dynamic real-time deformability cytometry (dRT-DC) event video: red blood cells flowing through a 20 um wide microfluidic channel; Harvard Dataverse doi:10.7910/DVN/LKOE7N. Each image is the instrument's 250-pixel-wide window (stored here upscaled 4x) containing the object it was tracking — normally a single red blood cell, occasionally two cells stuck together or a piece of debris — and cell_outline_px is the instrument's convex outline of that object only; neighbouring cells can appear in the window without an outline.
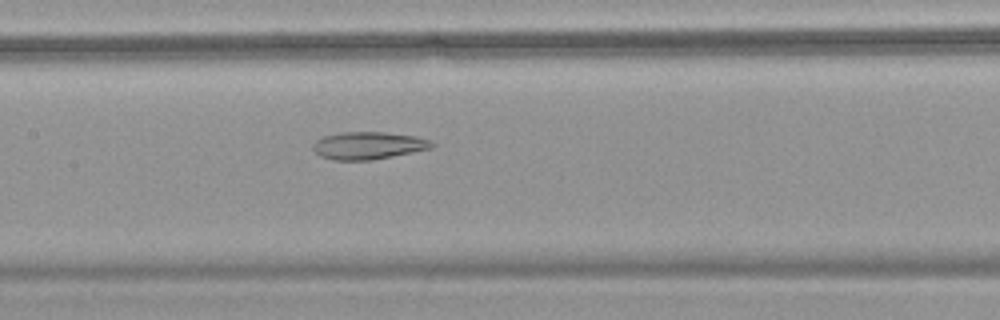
{"species": "common noctule bat (a hibernating species)", "species_latin": "Nyctalus noctula", "temperature_condition": "warm", "stored_images_in_passage": 41, "camera_frame_rate_fps": 3000, "um_per_image_px": 0.085, "animal": {"sex": "female", "body_mass_g": 18.4}, "frame": {"image": 1, "passage_image": 19, "time_ms": 6.0, "image_size_px": [1000, 320], "cell_outline_px": [[436, 144], [432, 148], [372, 160], [332, 160], [320, 156], [312, 148], [312, 144], [316, 140], [324, 136], [340, 132], [384, 132], [416, 136], [432, 140]], "centroid_in_image_um": [31.31, 12.36], "position_along_channel_um": 176.1, "area_um2": 19.13}}
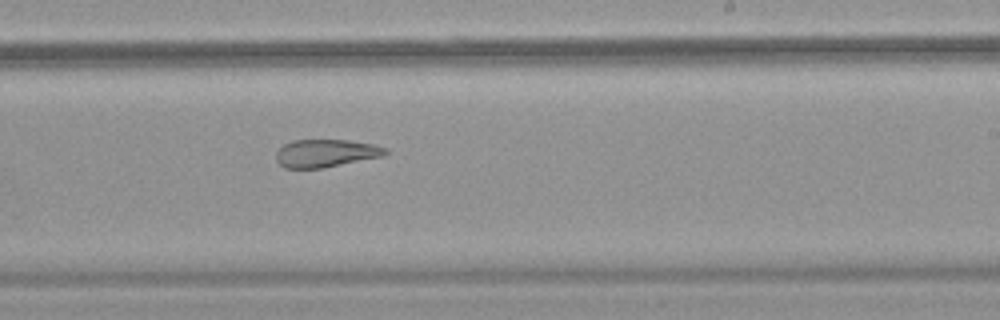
{"frame": {"image": 2, "passage_image": 26, "time_ms": 8.333, "image_size_px": [1000, 320], "cell_outline_px": [[388, 152], [384, 156], [324, 168], [284, 168], [276, 160], [276, 152], [284, 144], [292, 140], [348, 140], [372, 144], [388, 148]], "centroid_in_image_um": [27.7, 13.03], "position_along_channel_um": 261.3, "area_um2": 17.8}}
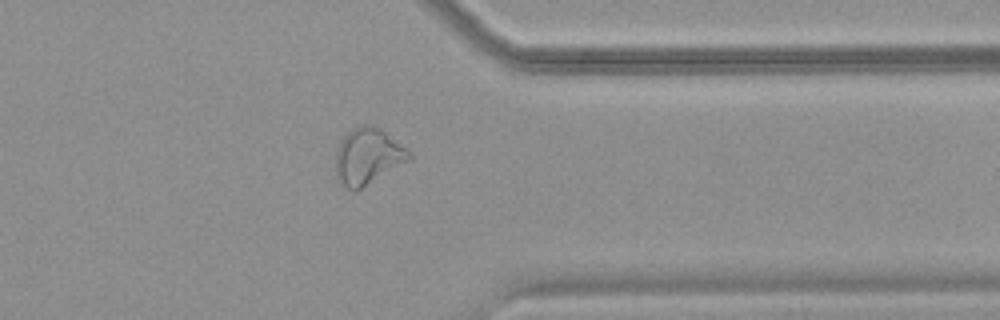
{"frame": {"image": 3, "passage_image": 36, "time_ms": 11.667, "image_size_px": [1000, 320], "cell_outline_px": [[412, 156], [408, 160], [356, 192], [352, 192], [336, 180], [336, 152], [340, 140], [348, 132], [364, 124], [372, 124], [380, 128], [412, 152]], "centroid_in_image_um": [31.24, 13.31], "position_along_channel_um": 380.2, "area_um2": 24.04}}